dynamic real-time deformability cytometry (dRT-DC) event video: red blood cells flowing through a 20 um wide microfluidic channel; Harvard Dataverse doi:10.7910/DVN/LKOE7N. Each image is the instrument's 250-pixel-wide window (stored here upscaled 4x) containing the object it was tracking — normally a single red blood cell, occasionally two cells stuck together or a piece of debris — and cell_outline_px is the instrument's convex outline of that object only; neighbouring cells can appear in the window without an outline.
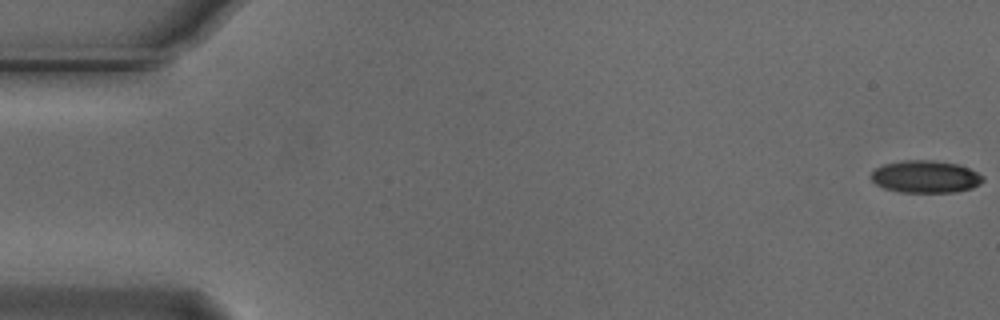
{"species": "Egyptian fruit bat (a non-hibernating species)", "species_latin": "Rousettus aegyptiacus", "temperature_condition": "cold", "stored_images_in_passage": 6, "camera_frame_rate_fps": 3000, "um_per_image_px": 0.085, "animal": {"sex": "male"}, "frame": {"image": 1, "passage_image": 1, "time_ms": 0.0, "image_size_px": [1000, 320], "cell_outline_px": [[984, 180], [980, 184], [972, 188], [956, 192], [900, 192], [884, 188], [876, 184], [872, 180], [872, 172], [876, 168], [884, 164], [904, 160], [932, 160], [960, 164], [984, 176]], "centroid_in_image_um": [78.69, 15.02], "position_along_channel_um": 6.3, "area_um2": 21.1}}